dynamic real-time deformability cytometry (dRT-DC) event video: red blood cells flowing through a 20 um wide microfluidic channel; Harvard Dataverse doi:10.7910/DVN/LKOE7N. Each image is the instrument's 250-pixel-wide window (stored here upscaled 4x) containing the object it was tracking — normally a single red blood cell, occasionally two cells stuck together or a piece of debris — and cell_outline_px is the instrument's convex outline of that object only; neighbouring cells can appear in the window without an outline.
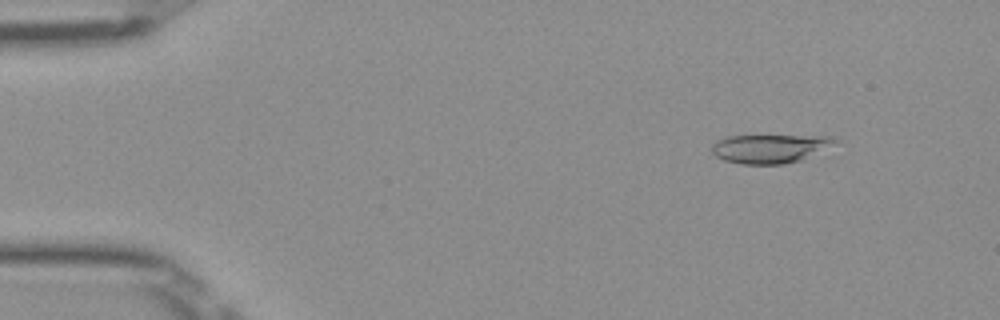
{"species": "Egyptian fruit bat (a non-hibernating species)", "species_latin": "Rousettus aegyptiacus", "temperature_condition": "room temperature", "stored_images_in_passage": 51, "camera_frame_rate_fps": 3000, "um_per_image_px": 0.085, "frame": {"image": 1, "passage_image": 6, "time_ms": 1.667, "image_size_px": [1000, 320], "cell_outline_px": [[836, 140], [800, 160], [784, 164], [740, 164], [724, 160], [716, 156], [712, 152], [712, 144], [716, 140], [728, 136], [832, 136]], "centroid_in_image_um": [65.29, 12.63], "position_along_channel_um": 19.7, "area_um2": 19.94}}
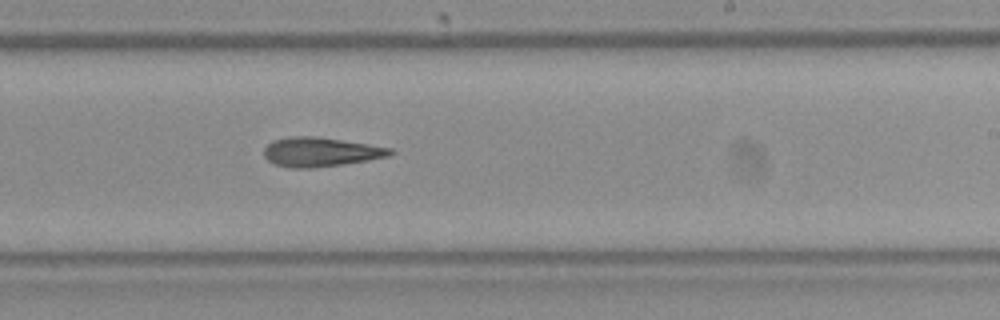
{"frame": {"image": 2, "passage_image": 31, "time_ms": 10.0, "image_size_px": [1000, 320], "cell_outline_px": [[396, 152], [388, 156], [368, 160], [312, 168], [292, 168], [276, 164], [268, 160], [264, 156], [264, 148], [272, 140], [288, 136], [316, 136], [368, 144], [392, 148]], "centroid_in_image_um": [27.23, 12.9], "position_along_channel_um": 261.8, "area_um2": 21.44}}
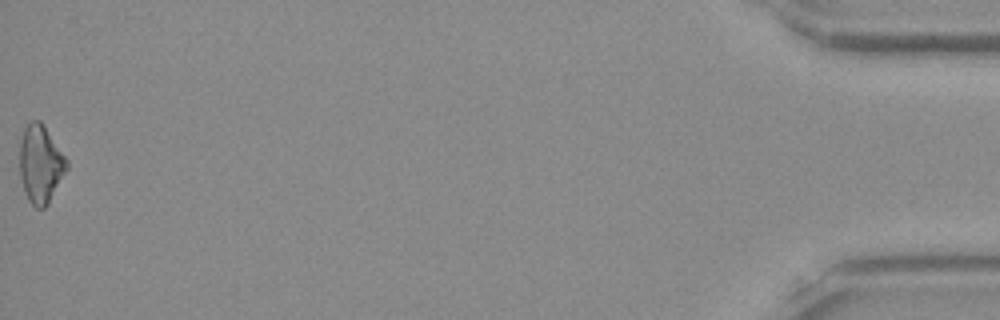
{"frame": {"image": 3, "passage_image": 51, "time_ms": 16.667, "image_size_px": [1000, 320], "cell_outline_px": [[68, 168], [48, 204], [44, 208], [36, 208], [28, 200], [24, 192], [20, 176], [20, 140], [24, 128], [32, 120], [40, 120], [44, 124], [68, 160]], "centroid_in_image_um": [3.45, 13.94], "position_along_channel_um": 431.8, "area_um2": 21.5}, "authors_computed_cell_mechanics": {"area_um2": 21.1548, "velocity_mm_per_s": 4.031, "shape_relaxation_time_tau1_ms": 10.0216, "shape_relaxation_time_tau2_ms": 4.8502, "deformation_change_tau1": 0.2262, "deformation_change_tau2": 0.1848}}